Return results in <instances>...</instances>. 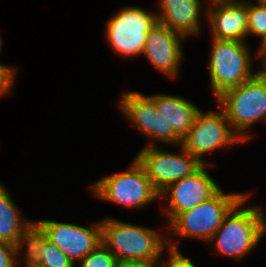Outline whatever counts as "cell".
<instances>
[{
	"label": "cell",
	"mask_w": 266,
	"mask_h": 267,
	"mask_svg": "<svg viewBox=\"0 0 266 267\" xmlns=\"http://www.w3.org/2000/svg\"><path fill=\"white\" fill-rule=\"evenodd\" d=\"M179 148L181 154L146 145L134 157L159 193L169 184L192 175L203 165L182 146Z\"/></svg>",
	"instance_id": "9c48e42d"
},
{
	"label": "cell",
	"mask_w": 266,
	"mask_h": 267,
	"mask_svg": "<svg viewBox=\"0 0 266 267\" xmlns=\"http://www.w3.org/2000/svg\"><path fill=\"white\" fill-rule=\"evenodd\" d=\"M248 35L262 38L266 34V1H247Z\"/></svg>",
	"instance_id": "d6986e66"
},
{
	"label": "cell",
	"mask_w": 266,
	"mask_h": 267,
	"mask_svg": "<svg viewBox=\"0 0 266 267\" xmlns=\"http://www.w3.org/2000/svg\"><path fill=\"white\" fill-rule=\"evenodd\" d=\"M39 267H75L76 265L55 244L46 239L41 249Z\"/></svg>",
	"instance_id": "ffe728a7"
},
{
	"label": "cell",
	"mask_w": 266,
	"mask_h": 267,
	"mask_svg": "<svg viewBox=\"0 0 266 267\" xmlns=\"http://www.w3.org/2000/svg\"><path fill=\"white\" fill-rule=\"evenodd\" d=\"M17 205L0 183V241L16 246L24 230L33 220L23 219Z\"/></svg>",
	"instance_id": "e0dca14e"
},
{
	"label": "cell",
	"mask_w": 266,
	"mask_h": 267,
	"mask_svg": "<svg viewBox=\"0 0 266 267\" xmlns=\"http://www.w3.org/2000/svg\"><path fill=\"white\" fill-rule=\"evenodd\" d=\"M16 246L0 241V267H17Z\"/></svg>",
	"instance_id": "d4e9b609"
},
{
	"label": "cell",
	"mask_w": 266,
	"mask_h": 267,
	"mask_svg": "<svg viewBox=\"0 0 266 267\" xmlns=\"http://www.w3.org/2000/svg\"><path fill=\"white\" fill-rule=\"evenodd\" d=\"M157 21L156 12L126 6L105 22L106 41L118 55L139 56L143 54L148 33Z\"/></svg>",
	"instance_id": "52a82bcc"
},
{
	"label": "cell",
	"mask_w": 266,
	"mask_h": 267,
	"mask_svg": "<svg viewBox=\"0 0 266 267\" xmlns=\"http://www.w3.org/2000/svg\"><path fill=\"white\" fill-rule=\"evenodd\" d=\"M237 143L244 142L232 130L221 108L218 112L215 110L205 113L200 109L181 146L201 163L207 164L202 158L206 153L219 147H232Z\"/></svg>",
	"instance_id": "ba28073f"
},
{
	"label": "cell",
	"mask_w": 266,
	"mask_h": 267,
	"mask_svg": "<svg viewBox=\"0 0 266 267\" xmlns=\"http://www.w3.org/2000/svg\"><path fill=\"white\" fill-rule=\"evenodd\" d=\"M158 22L167 25L170 29L190 37L200 35L202 3L198 0H159L157 4ZM201 13V14H200Z\"/></svg>",
	"instance_id": "5bb4252c"
},
{
	"label": "cell",
	"mask_w": 266,
	"mask_h": 267,
	"mask_svg": "<svg viewBox=\"0 0 266 267\" xmlns=\"http://www.w3.org/2000/svg\"><path fill=\"white\" fill-rule=\"evenodd\" d=\"M262 67L266 70V61L263 63Z\"/></svg>",
	"instance_id": "f546056e"
},
{
	"label": "cell",
	"mask_w": 266,
	"mask_h": 267,
	"mask_svg": "<svg viewBox=\"0 0 266 267\" xmlns=\"http://www.w3.org/2000/svg\"><path fill=\"white\" fill-rule=\"evenodd\" d=\"M232 128L243 142L251 139L248 131L256 122H266V70L257 73L237 87L216 98Z\"/></svg>",
	"instance_id": "7a4b0ae2"
},
{
	"label": "cell",
	"mask_w": 266,
	"mask_h": 267,
	"mask_svg": "<svg viewBox=\"0 0 266 267\" xmlns=\"http://www.w3.org/2000/svg\"><path fill=\"white\" fill-rule=\"evenodd\" d=\"M118 107L122 114L131 121L138 130L151 138L152 143L149 146H157L154 143V121H155V102L140 92L125 91L122 93Z\"/></svg>",
	"instance_id": "2e32d148"
},
{
	"label": "cell",
	"mask_w": 266,
	"mask_h": 267,
	"mask_svg": "<svg viewBox=\"0 0 266 267\" xmlns=\"http://www.w3.org/2000/svg\"><path fill=\"white\" fill-rule=\"evenodd\" d=\"M209 163L203 164L192 175L169 184L159 193L160 199L169 198L164 210L168 224L180 213L193 209L214 197L221 188L205 170Z\"/></svg>",
	"instance_id": "30bf717a"
},
{
	"label": "cell",
	"mask_w": 266,
	"mask_h": 267,
	"mask_svg": "<svg viewBox=\"0 0 266 267\" xmlns=\"http://www.w3.org/2000/svg\"><path fill=\"white\" fill-rule=\"evenodd\" d=\"M246 43L212 38L208 74L215 99L226 90L239 86L257 73L252 70L253 57Z\"/></svg>",
	"instance_id": "277c9868"
},
{
	"label": "cell",
	"mask_w": 266,
	"mask_h": 267,
	"mask_svg": "<svg viewBox=\"0 0 266 267\" xmlns=\"http://www.w3.org/2000/svg\"><path fill=\"white\" fill-rule=\"evenodd\" d=\"M46 233L43 228L33 221L23 232L16 245L17 264L19 263L20 253L24 246L26 249V258H24V267H39L41 260V249L46 240ZM23 247V248H22Z\"/></svg>",
	"instance_id": "ac0fdd59"
},
{
	"label": "cell",
	"mask_w": 266,
	"mask_h": 267,
	"mask_svg": "<svg viewBox=\"0 0 266 267\" xmlns=\"http://www.w3.org/2000/svg\"><path fill=\"white\" fill-rule=\"evenodd\" d=\"M115 267H157V264L140 261H118Z\"/></svg>",
	"instance_id": "484cf974"
},
{
	"label": "cell",
	"mask_w": 266,
	"mask_h": 267,
	"mask_svg": "<svg viewBox=\"0 0 266 267\" xmlns=\"http://www.w3.org/2000/svg\"><path fill=\"white\" fill-rule=\"evenodd\" d=\"M1 47H2V39H1V36H0V49H1Z\"/></svg>",
	"instance_id": "4dcf8cb0"
},
{
	"label": "cell",
	"mask_w": 266,
	"mask_h": 267,
	"mask_svg": "<svg viewBox=\"0 0 266 267\" xmlns=\"http://www.w3.org/2000/svg\"><path fill=\"white\" fill-rule=\"evenodd\" d=\"M154 140L170 144L172 146H181L183 142V139L175 132L172 124L168 123L166 119L158 112L156 105L154 121Z\"/></svg>",
	"instance_id": "44dd1931"
},
{
	"label": "cell",
	"mask_w": 266,
	"mask_h": 267,
	"mask_svg": "<svg viewBox=\"0 0 266 267\" xmlns=\"http://www.w3.org/2000/svg\"><path fill=\"white\" fill-rule=\"evenodd\" d=\"M149 97L155 102L158 112L183 139L193 126L199 107L177 95L157 94Z\"/></svg>",
	"instance_id": "9a60e30c"
},
{
	"label": "cell",
	"mask_w": 266,
	"mask_h": 267,
	"mask_svg": "<svg viewBox=\"0 0 266 267\" xmlns=\"http://www.w3.org/2000/svg\"><path fill=\"white\" fill-rule=\"evenodd\" d=\"M45 231L46 238L61 249L76 265L101 243V221L83 227L73 223L35 220Z\"/></svg>",
	"instance_id": "8fae6325"
},
{
	"label": "cell",
	"mask_w": 266,
	"mask_h": 267,
	"mask_svg": "<svg viewBox=\"0 0 266 267\" xmlns=\"http://www.w3.org/2000/svg\"><path fill=\"white\" fill-rule=\"evenodd\" d=\"M247 199L248 194L224 217L222 225L209 240L214 242L219 255L241 260L261 242L259 209L257 205L245 208L243 205Z\"/></svg>",
	"instance_id": "3957f363"
},
{
	"label": "cell",
	"mask_w": 266,
	"mask_h": 267,
	"mask_svg": "<svg viewBox=\"0 0 266 267\" xmlns=\"http://www.w3.org/2000/svg\"><path fill=\"white\" fill-rule=\"evenodd\" d=\"M229 1H237V0H207L206 2L216 3V2H229Z\"/></svg>",
	"instance_id": "f1b7e54d"
},
{
	"label": "cell",
	"mask_w": 266,
	"mask_h": 267,
	"mask_svg": "<svg viewBox=\"0 0 266 267\" xmlns=\"http://www.w3.org/2000/svg\"><path fill=\"white\" fill-rule=\"evenodd\" d=\"M16 73L17 70L14 67L5 66L0 63V96L10 93Z\"/></svg>",
	"instance_id": "603a6c76"
},
{
	"label": "cell",
	"mask_w": 266,
	"mask_h": 267,
	"mask_svg": "<svg viewBox=\"0 0 266 267\" xmlns=\"http://www.w3.org/2000/svg\"><path fill=\"white\" fill-rule=\"evenodd\" d=\"M261 45H259L258 52L256 51V58L261 59V65L266 61V34L261 38Z\"/></svg>",
	"instance_id": "4316f807"
},
{
	"label": "cell",
	"mask_w": 266,
	"mask_h": 267,
	"mask_svg": "<svg viewBox=\"0 0 266 267\" xmlns=\"http://www.w3.org/2000/svg\"><path fill=\"white\" fill-rule=\"evenodd\" d=\"M153 228L105 218L101 221L102 244L115 256L116 261H140L157 264L167 250H178L170 237L163 238ZM165 249V250H164Z\"/></svg>",
	"instance_id": "6da1fadb"
},
{
	"label": "cell",
	"mask_w": 266,
	"mask_h": 267,
	"mask_svg": "<svg viewBox=\"0 0 266 267\" xmlns=\"http://www.w3.org/2000/svg\"><path fill=\"white\" fill-rule=\"evenodd\" d=\"M128 168L93 182L90 188L94 196L129 209L146 207L160 199L159 192L136 159Z\"/></svg>",
	"instance_id": "5b68a950"
},
{
	"label": "cell",
	"mask_w": 266,
	"mask_h": 267,
	"mask_svg": "<svg viewBox=\"0 0 266 267\" xmlns=\"http://www.w3.org/2000/svg\"><path fill=\"white\" fill-rule=\"evenodd\" d=\"M169 259L157 263V267H196L189 258L185 257L179 250L169 249Z\"/></svg>",
	"instance_id": "cb8c5ba5"
},
{
	"label": "cell",
	"mask_w": 266,
	"mask_h": 267,
	"mask_svg": "<svg viewBox=\"0 0 266 267\" xmlns=\"http://www.w3.org/2000/svg\"><path fill=\"white\" fill-rule=\"evenodd\" d=\"M221 189L214 197L193 209L178 214L169 224L172 235L209 241L222 225L224 217L247 193H225Z\"/></svg>",
	"instance_id": "8992f818"
},
{
	"label": "cell",
	"mask_w": 266,
	"mask_h": 267,
	"mask_svg": "<svg viewBox=\"0 0 266 267\" xmlns=\"http://www.w3.org/2000/svg\"><path fill=\"white\" fill-rule=\"evenodd\" d=\"M259 213H260V218H261V238L266 233V212H264L262 207L258 206ZM265 214V215H264Z\"/></svg>",
	"instance_id": "83f0119b"
},
{
	"label": "cell",
	"mask_w": 266,
	"mask_h": 267,
	"mask_svg": "<svg viewBox=\"0 0 266 267\" xmlns=\"http://www.w3.org/2000/svg\"><path fill=\"white\" fill-rule=\"evenodd\" d=\"M181 34L160 22L149 31L143 54L151 62L153 68L175 79L180 70L183 47Z\"/></svg>",
	"instance_id": "7c38bea8"
},
{
	"label": "cell",
	"mask_w": 266,
	"mask_h": 267,
	"mask_svg": "<svg viewBox=\"0 0 266 267\" xmlns=\"http://www.w3.org/2000/svg\"><path fill=\"white\" fill-rule=\"evenodd\" d=\"M209 4V7L205 8V16L211 27L212 37L217 40L246 42L245 38L248 35L247 1L237 0Z\"/></svg>",
	"instance_id": "4fadbf2b"
},
{
	"label": "cell",
	"mask_w": 266,
	"mask_h": 267,
	"mask_svg": "<svg viewBox=\"0 0 266 267\" xmlns=\"http://www.w3.org/2000/svg\"><path fill=\"white\" fill-rule=\"evenodd\" d=\"M116 263L115 256L101 243L75 267H115Z\"/></svg>",
	"instance_id": "7402d4cb"
}]
</instances>
